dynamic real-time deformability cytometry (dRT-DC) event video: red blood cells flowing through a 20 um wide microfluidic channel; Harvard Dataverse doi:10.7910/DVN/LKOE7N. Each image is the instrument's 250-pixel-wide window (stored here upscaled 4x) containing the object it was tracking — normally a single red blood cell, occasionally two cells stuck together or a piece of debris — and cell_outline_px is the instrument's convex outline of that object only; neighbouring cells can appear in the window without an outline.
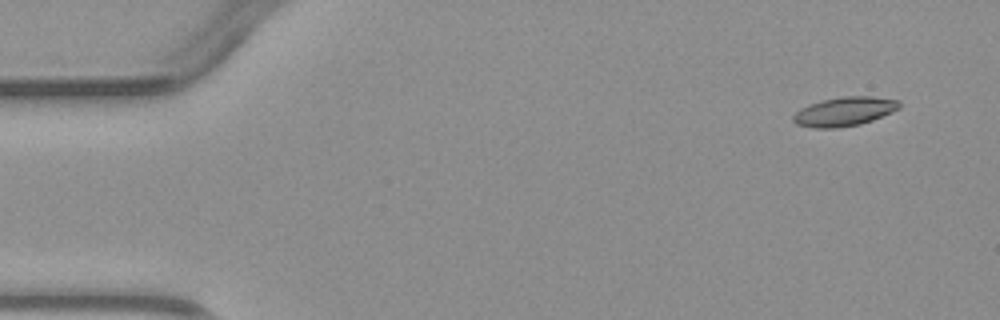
{"species": "common noctule bat (a hibernating species)", "species_latin": "Nyctalus noctula", "temperature_condition": "warm", "stored_images_in_passage": 5, "segment_of_instrument_passage": [1, 2], "camera_frame_rate_fps": 3000, "um_per_image_px": 0.085, "animal": {"sex": "male", "body_mass_g": 23.1, "forearm_length_mm": 52.7}, "frame": {"image": 1, "passage_image": 1, "time_ms": 0.0, "image_size_px": [1000, 320], "cell_outline_px": [[900, 108], [892, 112], [872, 120], [860, 124], [836, 128], [812, 128], [796, 124], [792, 120], [792, 116], [800, 108], [808, 104], [820, 100], [844, 96], [872, 96], [900, 100]], "centroid_in_image_um": [71.75, 9.47], "position_along_channel_um": 13.2, "area_um2": 18.15}}